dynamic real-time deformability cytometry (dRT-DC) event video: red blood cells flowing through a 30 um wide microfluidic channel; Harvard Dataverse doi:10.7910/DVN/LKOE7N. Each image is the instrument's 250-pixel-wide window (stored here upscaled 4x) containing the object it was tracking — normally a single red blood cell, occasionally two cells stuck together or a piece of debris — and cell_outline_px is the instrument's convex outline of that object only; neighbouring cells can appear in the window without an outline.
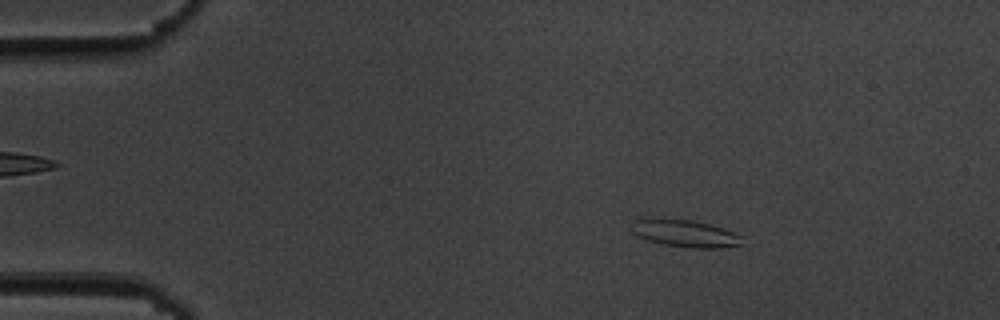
{"species": "common noctule bat (a hibernating species)", "species_latin": "Nyctalus noctula", "temperature_condition": "cold", "stored_images_in_passage": 50, "camera_frame_rate_fps": 3000, "um_per_image_px": 0.085, "animal": {"sex": "male", "body_mass_g": 19.5, "forearm_length_mm": 54.6}, "frame": {"image": 1, "passage_image": 4, "time_ms": 1.0, "image_size_px": [1000, 320], "cell_outline_px": [[744, 236], [740, 244], [724, 248], [692, 248], [660, 244], [636, 236], [628, 228], [636, 220], [692, 220], [724, 228]], "centroid_in_image_um": [58.27, 19.87], "position_along_channel_um": 26.7, "area_um2": 17.34}}
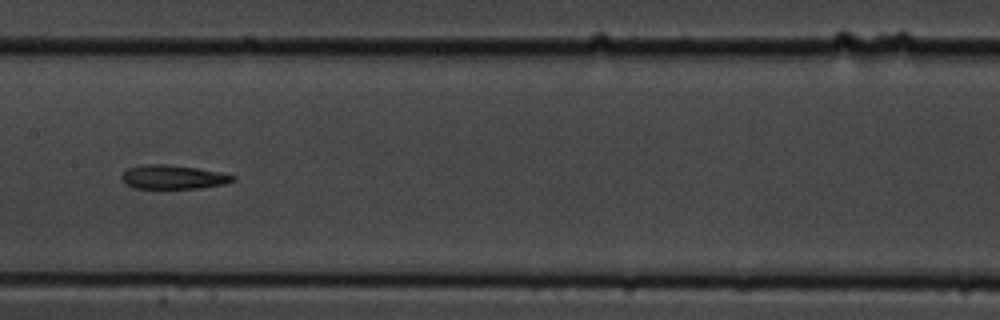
{"frame": {"image": 2, "passage_image": 23, "time_ms": 7.333, "image_size_px": [1000, 320], "cell_outline_px": [[236, 180], [224, 184], [200, 188], [132, 188], [120, 180], [120, 176], [128, 168], [148, 164], [168, 164], [196, 168], [236, 176]], "centroid_in_image_um": [14.67, 15.05], "position_along_channel_um": 192.7, "area_um2": 15.43}}
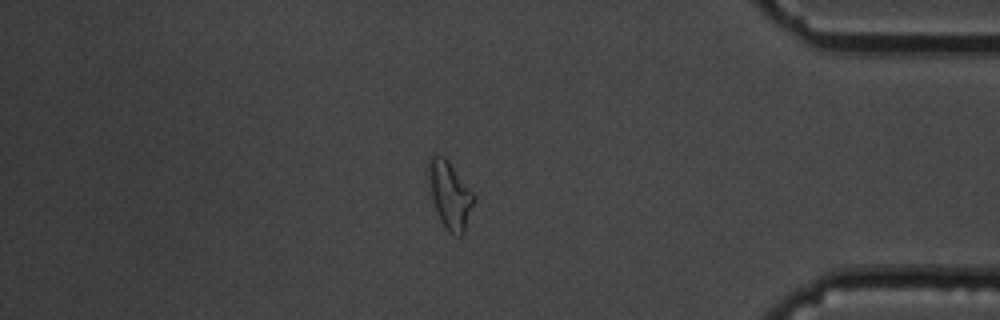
{"frame": {"image": 3, "passage_image": 42, "time_ms": 13.667, "image_size_px": [1000, 320], "cell_outline_px": [[476, 200], [464, 232], [460, 236], [456, 236], [448, 232], [444, 228], [440, 220], [428, 192], [428, 160], [432, 152], [444, 156], [448, 160], [476, 196]], "centroid_in_image_um": [38.21, 16.56], "position_along_channel_um": 397.0, "area_um2": 18.38}}